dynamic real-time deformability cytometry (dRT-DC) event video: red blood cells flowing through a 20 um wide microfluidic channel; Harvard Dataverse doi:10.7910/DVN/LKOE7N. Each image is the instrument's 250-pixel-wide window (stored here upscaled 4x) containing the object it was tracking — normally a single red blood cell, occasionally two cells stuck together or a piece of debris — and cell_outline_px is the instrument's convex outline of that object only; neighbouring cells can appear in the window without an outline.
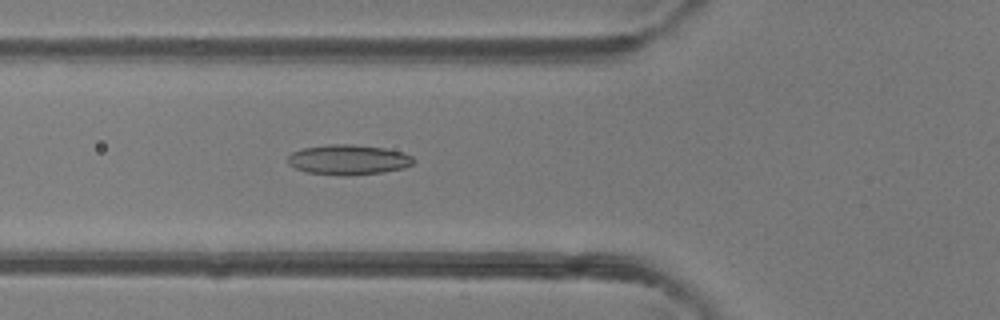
{"species": "common noctule bat (a hibernating species)", "species_latin": "Nyctalus noctula", "temperature_condition": "room temperature", "stored_images_in_passage": 49, "camera_frame_rate_fps": 3000, "um_per_image_px": 0.085, "animal": {"sex": "female"}, "frame": {"image": 1, "passage_image": 18, "time_ms": 5.667, "image_size_px": [1000, 320], "cell_outline_px": [[416, 160], [412, 164], [404, 168], [384, 172], [348, 176], [340, 176], [304, 172], [288, 164], [288, 156], [292, 152], [304, 148], [328, 144], [352, 144], [384, 148], [400, 152], [412, 156]], "centroid_in_image_um": [29.6, 13.59], "position_along_channel_um": 96.2, "area_um2": 22.2}}
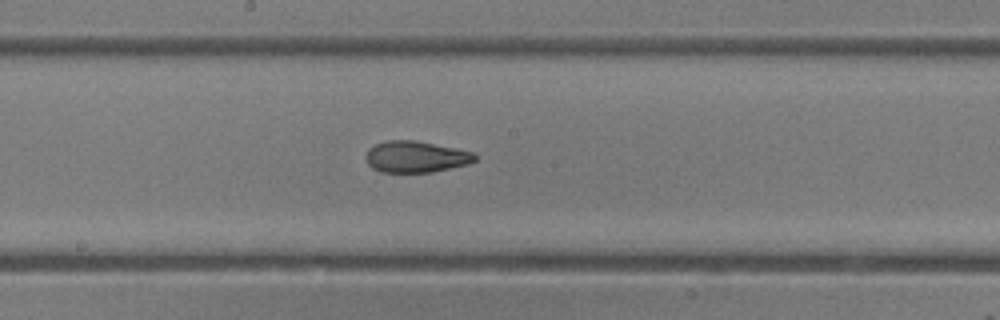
{"frame": {"image": 2, "passage_image": 26, "time_ms": 8.333, "image_size_px": [1000, 320], "cell_outline_px": [[476, 160], [468, 164], [432, 172], [380, 172], [372, 168], [364, 160], [364, 156], [368, 148], [376, 144], [388, 140], [416, 140], [472, 152], [476, 156]], "centroid_in_image_um": [35.28, 13.33], "position_along_channel_um": 212.9, "area_um2": 20.0}}
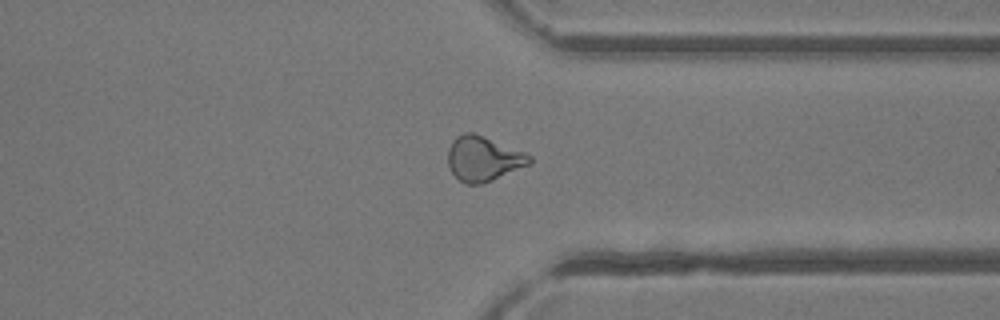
{"frame": {"image": 3, "passage_image": 37, "time_ms": 12.0, "image_size_px": [1000, 320], "cell_outline_px": [[532, 164], [492, 180], [480, 184], [464, 184], [452, 172], [448, 164], [448, 148], [452, 140], [456, 136], [464, 132], [472, 132], [524, 152], [532, 156]], "centroid_in_image_um": [41.08, 13.49], "position_along_channel_um": 370.3, "area_um2": 21.27}, "authors_computed_cell_mechanics": {"area_um2": 21.2704, "velocity_mm_per_s": 4.341, "shape_relaxation_time_tau1_ms": 11.224, "shape_relaxation_time_tau2_ms": 2.3032, "deformation_change_tau1": 0.2283, "deformation_change_tau2": 0.1029}}